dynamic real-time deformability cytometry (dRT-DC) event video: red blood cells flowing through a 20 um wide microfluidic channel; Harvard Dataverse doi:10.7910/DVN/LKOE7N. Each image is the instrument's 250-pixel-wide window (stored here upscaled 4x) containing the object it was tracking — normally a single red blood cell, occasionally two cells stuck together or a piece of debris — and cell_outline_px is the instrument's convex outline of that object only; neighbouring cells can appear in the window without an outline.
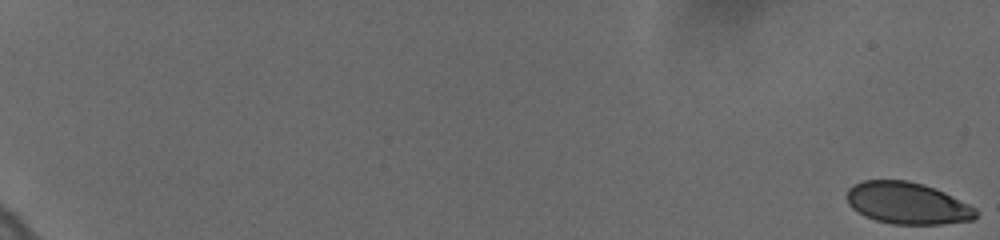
{"species": "human", "species_latin": "Homo sapiens", "temperature_condition": "cold", "stored_images_in_passage": 35, "camera_frame_rate_fps": 3000, "um_per_image_px": 0.085, "donor": {"sex": "female"}, "frame": {"image": 1, "passage_image": 1, "time_ms": 0.0, "image_size_px": [1000, 240], "cell_outline_px": [[976, 216], [972, 220], [940, 224], [892, 224], [876, 220], [864, 216], [856, 212], [848, 204], [848, 188], [852, 184], [864, 180], [908, 180], [924, 184], [944, 192], [976, 208]], "centroid_in_image_um": [77.09, 17.26], "position_along_channel_um": 7.9, "area_um2": 31.44}}
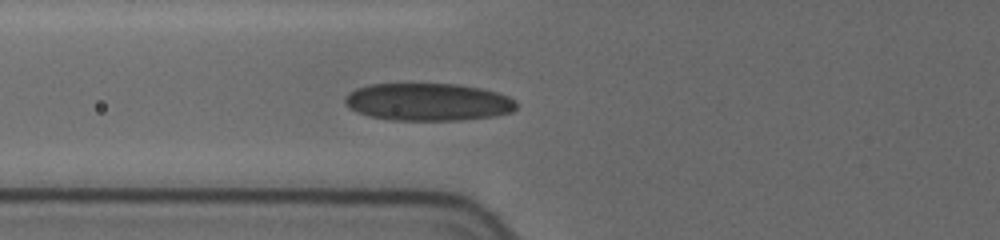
{"frame": {"image": 2, "passage_image": 27, "time_ms": 8.667, "image_size_px": [1000, 240], "cell_outline_px": [[516, 108], [512, 112], [496, 116], [460, 120], [392, 120], [368, 116], [356, 112], [348, 108], [344, 104], [344, 96], [348, 92], [356, 88], [372, 84], [456, 84], [480, 88], [496, 92], [508, 96], [516, 100]], "centroid_in_image_um": [36.35, 8.67], "position_along_channel_um": 89.4, "area_um2": 37.8}}
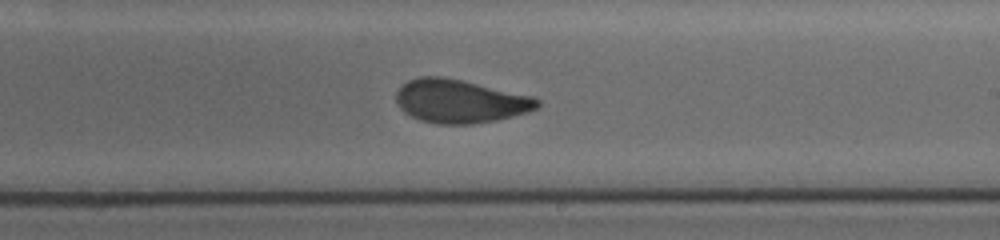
{"frame": {"image": 3, "passage_image": 35, "time_ms": 13.0, "image_size_px": [1000, 240], "cell_outline_px": [[540, 104], [536, 108], [528, 112], [496, 120], [472, 124], [436, 124], [420, 120], [404, 112], [400, 108], [396, 100], [396, 92], [408, 80], [420, 76], [444, 76], [536, 96], [540, 100]], "centroid_in_image_um": [39.13, 8.59], "position_along_channel_um": 249.9, "area_um2": 35.95}}